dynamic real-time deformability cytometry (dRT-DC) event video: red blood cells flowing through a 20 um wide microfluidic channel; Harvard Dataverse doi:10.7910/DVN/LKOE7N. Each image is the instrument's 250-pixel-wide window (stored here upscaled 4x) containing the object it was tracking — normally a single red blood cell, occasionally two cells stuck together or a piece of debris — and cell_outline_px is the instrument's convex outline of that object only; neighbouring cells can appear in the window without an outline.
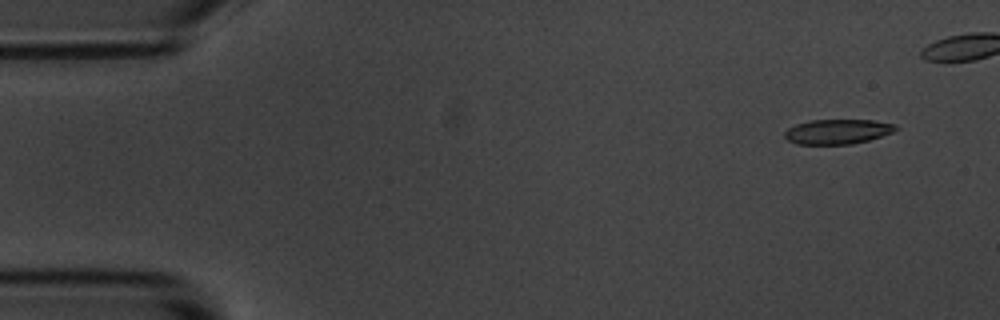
{"species": "common noctule bat (a hibernating species)", "species_latin": "Nyctalus noctula", "temperature_condition": "room temperature", "stored_images_in_passage": 5, "camera_frame_rate_fps": 3000, "um_per_image_px": 0.085, "animal": {"sex": "male", "body_mass_g": 20.1, "forearm_length_mm": 53.5}, "frame": {"image": 1, "passage_image": 1, "time_ms": 0.0, "image_size_px": [1000, 320], "cell_outline_px": [[900, 128], [892, 132], [868, 140], [852, 144], [796, 144], [788, 140], [784, 136], [784, 132], [788, 128], [796, 124], [812, 120], [872, 120], [896, 124]], "centroid_in_image_um": [71.19, 11.18], "position_along_channel_um": 13.8, "area_um2": 16.01}}